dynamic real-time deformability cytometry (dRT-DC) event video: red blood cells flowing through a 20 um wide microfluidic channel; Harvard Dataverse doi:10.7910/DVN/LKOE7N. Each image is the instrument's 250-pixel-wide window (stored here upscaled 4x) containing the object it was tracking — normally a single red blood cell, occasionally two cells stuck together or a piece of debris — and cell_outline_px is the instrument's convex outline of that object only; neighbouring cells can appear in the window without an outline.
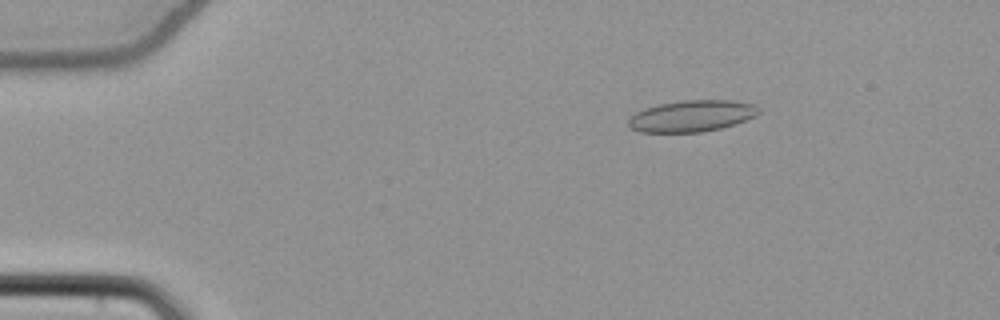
{"species": "common noctule bat (a hibernating species)", "species_latin": "Nyctalus noctula", "temperature_condition": "cold", "stored_images_in_passage": 53, "camera_frame_rate_fps": 3000, "um_per_image_px": 0.085, "animal": {"sex": "female", "body_mass_g": 22.7, "forearm_length_mm": 54.2}, "frame": {"image": 1, "passage_image": 8, "time_ms": 2.333, "image_size_px": [1000, 320], "cell_outline_px": [[760, 112], [756, 116], [736, 124], [720, 128], [700, 132], [640, 132], [632, 128], [628, 124], [628, 120], [636, 112], [644, 108], [660, 104], [680, 100], [732, 100], [756, 104], [760, 108]], "centroid_in_image_um": [58.85, 9.85], "position_along_channel_um": 26.2, "area_um2": 23.99}}
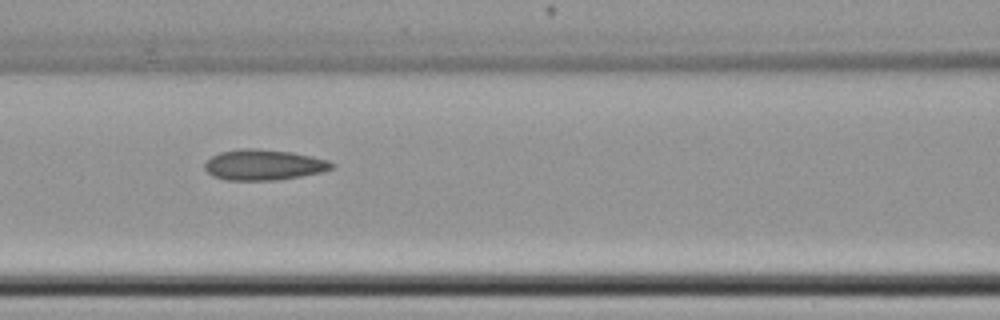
{"frame": {"image": 2, "passage_image": 23, "time_ms": 7.333, "image_size_px": [1000, 320], "cell_outline_px": [[336, 164], [332, 168], [324, 172], [276, 180], [224, 180], [212, 176], [204, 168], [204, 164], [212, 156], [220, 152], [240, 148], [256, 148], [292, 152], [312, 156], [328, 160]], "centroid_in_image_um": [22.42, 14.01], "position_along_channel_um": 144.2, "area_um2": 22.83}}
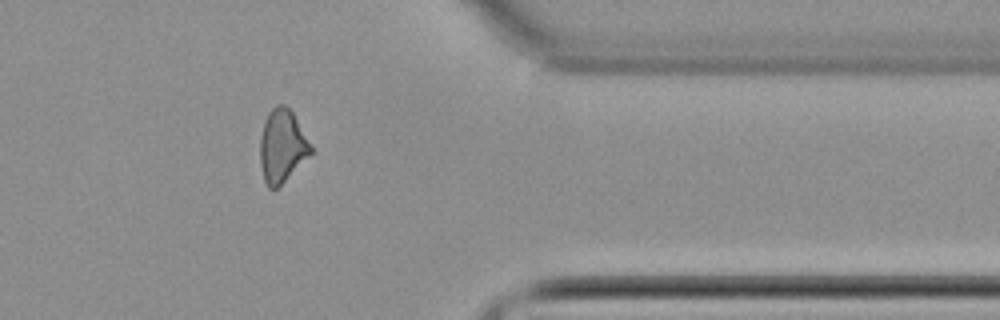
{"frame": {"image": 3, "passage_image": 43, "time_ms": 14.0, "image_size_px": [1000, 320], "cell_outline_px": [[316, 152], [276, 188], [268, 188], [264, 180], [260, 164], [260, 136], [264, 120], [268, 112], [276, 104], [284, 104], [292, 112]], "centroid_in_image_um": [24.0, 12.41], "position_along_channel_um": 387.4, "area_um2": 21.85}, "authors_computed_cell_mechanics": {"area_um2": 22.6576, "velocity_mm_per_s": 3.8689, "shape_relaxation_time_tau1_ms": null, "shape_relaxation_time_tau2_ms": 3.8428, "deformation_change_tau1": null, "deformation_change_tau2": 0.1154}}